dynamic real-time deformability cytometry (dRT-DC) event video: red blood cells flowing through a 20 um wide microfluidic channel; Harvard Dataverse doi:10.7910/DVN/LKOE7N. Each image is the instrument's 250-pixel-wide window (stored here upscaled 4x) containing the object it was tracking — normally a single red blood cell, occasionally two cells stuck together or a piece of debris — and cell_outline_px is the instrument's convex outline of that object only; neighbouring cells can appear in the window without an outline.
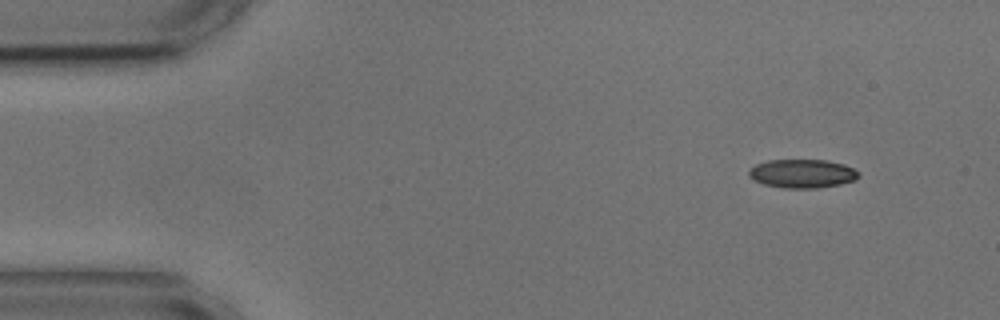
{"species": "common noctule bat (a hibernating species)", "species_latin": "Nyctalus noctula", "temperature_condition": "cold", "stored_images_in_passage": 5, "segment_of_instrument_passage": [1, 2], "camera_frame_rate_fps": 3000, "um_per_image_px": 0.085, "animal": {"sex": "male", "body_mass_g": 17.9, "forearm_length_mm": 54.2}, "frame": {"image": 1, "passage_image": 1, "time_ms": 0.0, "image_size_px": [1000, 320], "cell_outline_px": [[860, 176], [856, 180], [840, 184], [816, 188], [784, 188], [764, 184], [752, 180], [748, 176], [748, 172], [756, 164], [768, 160], [828, 160], [844, 164], [860, 172]], "centroid_in_image_um": [68.21, 14.75], "position_along_channel_um": 16.8, "area_um2": 18.44}}
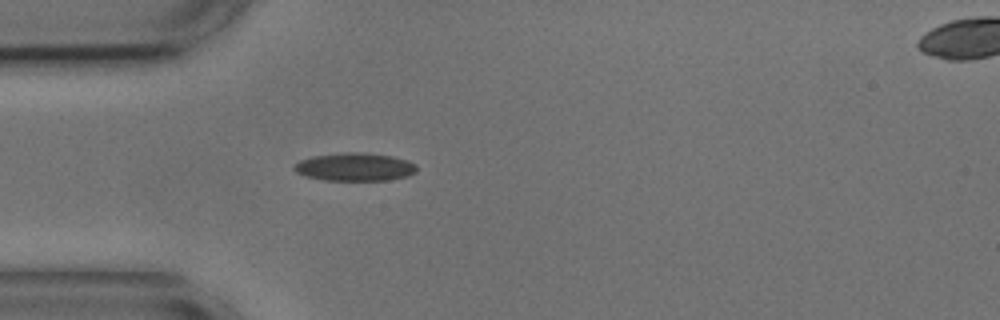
{"frame": {"image": 2, "passage_image": 4, "time_ms": 3.333, "image_size_px": [1000, 320], "cell_outline_px": [[416, 172], [408, 176], [388, 180], [324, 180], [304, 176], [296, 172], [292, 168], [300, 160], [312, 156], [344, 152], [360, 152], [392, 156], [408, 160], [416, 164]], "centroid_in_image_um": [30.16, 14.19], "position_along_channel_um": 54.8, "area_um2": 20.11}}